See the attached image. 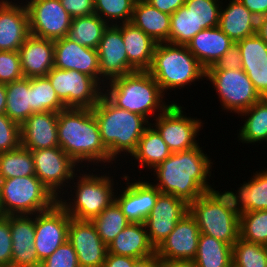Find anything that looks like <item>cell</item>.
<instances>
[{
  "label": "cell",
  "instance_id": "6da1fadb",
  "mask_svg": "<svg viewBox=\"0 0 267 267\" xmlns=\"http://www.w3.org/2000/svg\"><path fill=\"white\" fill-rule=\"evenodd\" d=\"M212 165L211 159L198 145L190 150L171 153L153 169L156 183H151L161 193L174 195L189 204L205 192L214 190L207 181L212 177Z\"/></svg>",
  "mask_w": 267,
  "mask_h": 267
},
{
  "label": "cell",
  "instance_id": "7a4b0ae2",
  "mask_svg": "<svg viewBox=\"0 0 267 267\" xmlns=\"http://www.w3.org/2000/svg\"><path fill=\"white\" fill-rule=\"evenodd\" d=\"M57 133L59 147L81 165L80 168H84L83 164L86 163L87 170L91 163L96 166L99 163L103 166H106L105 163L114 164L108 149L102 143L92 109L66 108L58 112Z\"/></svg>",
  "mask_w": 267,
  "mask_h": 267
},
{
  "label": "cell",
  "instance_id": "3957f363",
  "mask_svg": "<svg viewBox=\"0 0 267 267\" xmlns=\"http://www.w3.org/2000/svg\"><path fill=\"white\" fill-rule=\"evenodd\" d=\"M96 117L101 140L114 160L125 155L128 157L136 150L138 141L150 125L140 114L115 106L104 94L92 108ZM123 152V153H122ZM124 154V155H121Z\"/></svg>",
  "mask_w": 267,
  "mask_h": 267
},
{
  "label": "cell",
  "instance_id": "277c9868",
  "mask_svg": "<svg viewBox=\"0 0 267 267\" xmlns=\"http://www.w3.org/2000/svg\"><path fill=\"white\" fill-rule=\"evenodd\" d=\"M103 94L118 108L140 114L147 120L152 116L156 118L171 105L165 102V94L147 70H137L105 83Z\"/></svg>",
  "mask_w": 267,
  "mask_h": 267
},
{
  "label": "cell",
  "instance_id": "5b68a950",
  "mask_svg": "<svg viewBox=\"0 0 267 267\" xmlns=\"http://www.w3.org/2000/svg\"><path fill=\"white\" fill-rule=\"evenodd\" d=\"M82 169L80 170L79 168V171L74 176L77 182H70L76 189L73 188L74 191L70 190L71 194L68 192V189L65 190L58 198L57 203L71 218L91 221L114 201L117 190L114 188L115 182L113 177L109 175V172L107 173L108 175L105 173L100 176V174H93L96 172L95 170L92 173L88 170L89 172L87 173V171L84 172ZM64 194L68 196L66 200L67 196L64 197Z\"/></svg>",
  "mask_w": 267,
  "mask_h": 267
},
{
  "label": "cell",
  "instance_id": "8992f818",
  "mask_svg": "<svg viewBox=\"0 0 267 267\" xmlns=\"http://www.w3.org/2000/svg\"><path fill=\"white\" fill-rule=\"evenodd\" d=\"M165 94L168 90L190 86L204 80L206 69L186 45L157 43L150 68L147 70Z\"/></svg>",
  "mask_w": 267,
  "mask_h": 267
},
{
  "label": "cell",
  "instance_id": "52a82bcc",
  "mask_svg": "<svg viewBox=\"0 0 267 267\" xmlns=\"http://www.w3.org/2000/svg\"><path fill=\"white\" fill-rule=\"evenodd\" d=\"M189 212L195 218L201 234L231 246L240 238V214L224 191L214 189L205 192L189 203Z\"/></svg>",
  "mask_w": 267,
  "mask_h": 267
},
{
  "label": "cell",
  "instance_id": "ba28073f",
  "mask_svg": "<svg viewBox=\"0 0 267 267\" xmlns=\"http://www.w3.org/2000/svg\"><path fill=\"white\" fill-rule=\"evenodd\" d=\"M2 213L9 215H35L52 208L58 199L35 176L0 179Z\"/></svg>",
  "mask_w": 267,
  "mask_h": 267
},
{
  "label": "cell",
  "instance_id": "9c48e42d",
  "mask_svg": "<svg viewBox=\"0 0 267 267\" xmlns=\"http://www.w3.org/2000/svg\"><path fill=\"white\" fill-rule=\"evenodd\" d=\"M205 78L211 82L226 112L240 114L262 99L243 69L206 70Z\"/></svg>",
  "mask_w": 267,
  "mask_h": 267
},
{
  "label": "cell",
  "instance_id": "30bf717a",
  "mask_svg": "<svg viewBox=\"0 0 267 267\" xmlns=\"http://www.w3.org/2000/svg\"><path fill=\"white\" fill-rule=\"evenodd\" d=\"M170 103L171 105L154 119L155 122L150 124L158 131L172 153L197 147L199 142L196 139L204 123L200 118L186 115L183 110L185 107L180 104L174 101Z\"/></svg>",
  "mask_w": 267,
  "mask_h": 267
},
{
  "label": "cell",
  "instance_id": "8fae6325",
  "mask_svg": "<svg viewBox=\"0 0 267 267\" xmlns=\"http://www.w3.org/2000/svg\"><path fill=\"white\" fill-rule=\"evenodd\" d=\"M46 77L66 108L92 109L103 94V86L93 77L76 70L53 67Z\"/></svg>",
  "mask_w": 267,
  "mask_h": 267
},
{
  "label": "cell",
  "instance_id": "7c38bea8",
  "mask_svg": "<svg viewBox=\"0 0 267 267\" xmlns=\"http://www.w3.org/2000/svg\"><path fill=\"white\" fill-rule=\"evenodd\" d=\"M31 152L34 160L35 176L57 199L67 187L73 188L70 182L71 180L75 181L74 176L79 171L80 165L60 147L32 150Z\"/></svg>",
  "mask_w": 267,
  "mask_h": 267
},
{
  "label": "cell",
  "instance_id": "4fadbf2b",
  "mask_svg": "<svg viewBox=\"0 0 267 267\" xmlns=\"http://www.w3.org/2000/svg\"><path fill=\"white\" fill-rule=\"evenodd\" d=\"M30 35L57 40L67 37L72 17L60 0H25Z\"/></svg>",
  "mask_w": 267,
  "mask_h": 267
},
{
  "label": "cell",
  "instance_id": "5bb4252c",
  "mask_svg": "<svg viewBox=\"0 0 267 267\" xmlns=\"http://www.w3.org/2000/svg\"><path fill=\"white\" fill-rule=\"evenodd\" d=\"M70 219L58 203L47 211L35 214L34 245L40 263L67 241Z\"/></svg>",
  "mask_w": 267,
  "mask_h": 267
},
{
  "label": "cell",
  "instance_id": "9a60e30c",
  "mask_svg": "<svg viewBox=\"0 0 267 267\" xmlns=\"http://www.w3.org/2000/svg\"><path fill=\"white\" fill-rule=\"evenodd\" d=\"M100 69V85L134 72L128 64L122 39L121 24L108 25L97 47Z\"/></svg>",
  "mask_w": 267,
  "mask_h": 267
},
{
  "label": "cell",
  "instance_id": "2e32d148",
  "mask_svg": "<svg viewBox=\"0 0 267 267\" xmlns=\"http://www.w3.org/2000/svg\"><path fill=\"white\" fill-rule=\"evenodd\" d=\"M189 212V204L174 195L160 193L145 221L147 234L155 249L174 230L177 222Z\"/></svg>",
  "mask_w": 267,
  "mask_h": 267
},
{
  "label": "cell",
  "instance_id": "e0dca14e",
  "mask_svg": "<svg viewBox=\"0 0 267 267\" xmlns=\"http://www.w3.org/2000/svg\"><path fill=\"white\" fill-rule=\"evenodd\" d=\"M124 179L127 185L120 190L119 195L115 193L114 201L131 223L144 224L161 192L150 181L139 179L129 182L127 174L123 175Z\"/></svg>",
  "mask_w": 267,
  "mask_h": 267
},
{
  "label": "cell",
  "instance_id": "ac0fdd59",
  "mask_svg": "<svg viewBox=\"0 0 267 267\" xmlns=\"http://www.w3.org/2000/svg\"><path fill=\"white\" fill-rule=\"evenodd\" d=\"M67 240L76 251L80 267H103L108 247L91 221L71 218Z\"/></svg>",
  "mask_w": 267,
  "mask_h": 267
},
{
  "label": "cell",
  "instance_id": "d6986e66",
  "mask_svg": "<svg viewBox=\"0 0 267 267\" xmlns=\"http://www.w3.org/2000/svg\"><path fill=\"white\" fill-rule=\"evenodd\" d=\"M200 234L195 218L187 212L156 248L157 257L163 260H194Z\"/></svg>",
  "mask_w": 267,
  "mask_h": 267
},
{
  "label": "cell",
  "instance_id": "ffe728a7",
  "mask_svg": "<svg viewBox=\"0 0 267 267\" xmlns=\"http://www.w3.org/2000/svg\"><path fill=\"white\" fill-rule=\"evenodd\" d=\"M54 67L79 71L93 77L100 84L97 49L82 46L67 37L54 40Z\"/></svg>",
  "mask_w": 267,
  "mask_h": 267
},
{
  "label": "cell",
  "instance_id": "44dd1931",
  "mask_svg": "<svg viewBox=\"0 0 267 267\" xmlns=\"http://www.w3.org/2000/svg\"><path fill=\"white\" fill-rule=\"evenodd\" d=\"M12 0H0V51H18L30 36L27 8Z\"/></svg>",
  "mask_w": 267,
  "mask_h": 267
},
{
  "label": "cell",
  "instance_id": "7402d4cb",
  "mask_svg": "<svg viewBox=\"0 0 267 267\" xmlns=\"http://www.w3.org/2000/svg\"><path fill=\"white\" fill-rule=\"evenodd\" d=\"M12 238L11 267H40L34 245L35 215H9Z\"/></svg>",
  "mask_w": 267,
  "mask_h": 267
},
{
  "label": "cell",
  "instance_id": "603a6c76",
  "mask_svg": "<svg viewBox=\"0 0 267 267\" xmlns=\"http://www.w3.org/2000/svg\"><path fill=\"white\" fill-rule=\"evenodd\" d=\"M57 125L58 113H33L20 125L21 146L30 151L59 147Z\"/></svg>",
  "mask_w": 267,
  "mask_h": 267
},
{
  "label": "cell",
  "instance_id": "cb8c5ba5",
  "mask_svg": "<svg viewBox=\"0 0 267 267\" xmlns=\"http://www.w3.org/2000/svg\"><path fill=\"white\" fill-rule=\"evenodd\" d=\"M24 77L46 76L54 67V41L30 35L18 50Z\"/></svg>",
  "mask_w": 267,
  "mask_h": 267
},
{
  "label": "cell",
  "instance_id": "d4e9b609",
  "mask_svg": "<svg viewBox=\"0 0 267 267\" xmlns=\"http://www.w3.org/2000/svg\"><path fill=\"white\" fill-rule=\"evenodd\" d=\"M235 44L219 27L203 29L186 45L205 68L213 66Z\"/></svg>",
  "mask_w": 267,
  "mask_h": 267
},
{
  "label": "cell",
  "instance_id": "484cf974",
  "mask_svg": "<svg viewBox=\"0 0 267 267\" xmlns=\"http://www.w3.org/2000/svg\"><path fill=\"white\" fill-rule=\"evenodd\" d=\"M224 7L222 2L218 27L231 40L236 43L257 33L258 18L239 0H230Z\"/></svg>",
  "mask_w": 267,
  "mask_h": 267
},
{
  "label": "cell",
  "instance_id": "4316f807",
  "mask_svg": "<svg viewBox=\"0 0 267 267\" xmlns=\"http://www.w3.org/2000/svg\"><path fill=\"white\" fill-rule=\"evenodd\" d=\"M241 185L236 192H234V189L233 191H225L239 214L267 209L266 168L253 173L250 180L244 181Z\"/></svg>",
  "mask_w": 267,
  "mask_h": 267
},
{
  "label": "cell",
  "instance_id": "83f0119b",
  "mask_svg": "<svg viewBox=\"0 0 267 267\" xmlns=\"http://www.w3.org/2000/svg\"><path fill=\"white\" fill-rule=\"evenodd\" d=\"M108 253L136 259L156 254L145 224L130 223L109 243Z\"/></svg>",
  "mask_w": 267,
  "mask_h": 267
},
{
  "label": "cell",
  "instance_id": "f1b7e54d",
  "mask_svg": "<svg viewBox=\"0 0 267 267\" xmlns=\"http://www.w3.org/2000/svg\"><path fill=\"white\" fill-rule=\"evenodd\" d=\"M121 33L129 66L134 71L148 70L157 43L131 22L121 24Z\"/></svg>",
  "mask_w": 267,
  "mask_h": 267
},
{
  "label": "cell",
  "instance_id": "f546056e",
  "mask_svg": "<svg viewBox=\"0 0 267 267\" xmlns=\"http://www.w3.org/2000/svg\"><path fill=\"white\" fill-rule=\"evenodd\" d=\"M171 15L153 7L146 0H136L131 23L156 43H169Z\"/></svg>",
  "mask_w": 267,
  "mask_h": 267
},
{
  "label": "cell",
  "instance_id": "4dcf8cb0",
  "mask_svg": "<svg viewBox=\"0 0 267 267\" xmlns=\"http://www.w3.org/2000/svg\"><path fill=\"white\" fill-rule=\"evenodd\" d=\"M167 144L163 141L158 131L150 124L138 141L136 150L131 154V160H137L142 168L147 167L151 171L170 155ZM149 167V168H148Z\"/></svg>",
  "mask_w": 267,
  "mask_h": 267
},
{
  "label": "cell",
  "instance_id": "1f68e13d",
  "mask_svg": "<svg viewBox=\"0 0 267 267\" xmlns=\"http://www.w3.org/2000/svg\"><path fill=\"white\" fill-rule=\"evenodd\" d=\"M5 114L18 125H21L34 112L32 111L31 78L23 77L5 84Z\"/></svg>",
  "mask_w": 267,
  "mask_h": 267
},
{
  "label": "cell",
  "instance_id": "d6a6232c",
  "mask_svg": "<svg viewBox=\"0 0 267 267\" xmlns=\"http://www.w3.org/2000/svg\"><path fill=\"white\" fill-rule=\"evenodd\" d=\"M244 116V125L238 130V141L244 144L267 143V98H262L238 116Z\"/></svg>",
  "mask_w": 267,
  "mask_h": 267
},
{
  "label": "cell",
  "instance_id": "836d02e7",
  "mask_svg": "<svg viewBox=\"0 0 267 267\" xmlns=\"http://www.w3.org/2000/svg\"><path fill=\"white\" fill-rule=\"evenodd\" d=\"M198 267H231L232 246L206 234H200L196 257Z\"/></svg>",
  "mask_w": 267,
  "mask_h": 267
},
{
  "label": "cell",
  "instance_id": "e575fe53",
  "mask_svg": "<svg viewBox=\"0 0 267 267\" xmlns=\"http://www.w3.org/2000/svg\"><path fill=\"white\" fill-rule=\"evenodd\" d=\"M108 24L97 14L74 17L68 30L67 38L82 46L97 49Z\"/></svg>",
  "mask_w": 267,
  "mask_h": 267
},
{
  "label": "cell",
  "instance_id": "d590c367",
  "mask_svg": "<svg viewBox=\"0 0 267 267\" xmlns=\"http://www.w3.org/2000/svg\"><path fill=\"white\" fill-rule=\"evenodd\" d=\"M35 175L32 152L22 146L0 153V179Z\"/></svg>",
  "mask_w": 267,
  "mask_h": 267
},
{
  "label": "cell",
  "instance_id": "8d00e7d4",
  "mask_svg": "<svg viewBox=\"0 0 267 267\" xmlns=\"http://www.w3.org/2000/svg\"><path fill=\"white\" fill-rule=\"evenodd\" d=\"M91 222L107 246L131 223L115 201L106 207L97 217L93 218Z\"/></svg>",
  "mask_w": 267,
  "mask_h": 267
},
{
  "label": "cell",
  "instance_id": "74e56055",
  "mask_svg": "<svg viewBox=\"0 0 267 267\" xmlns=\"http://www.w3.org/2000/svg\"><path fill=\"white\" fill-rule=\"evenodd\" d=\"M32 111L60 112L66 109L46 76L31 77Z\"/></svg>",
  "mask_w": 267,
  "mask_h": 267
},
{
  "label": "cell",
  "instance_id": "f35d334b",
  "mask_svg": "<svg viewBox=\"0 0 267 267\" xmlns=\"http://www.w3.org/2000/svg\"><path fill=\"white\" fill-rule=\"evenodd\" d=\"M240 238L263 246L267 245V209L240 214Z\"/></svg>",
  "mask_w": 267,
  "mask_h": 267
},
{
  "label": "cell",
  "instance_id": "ab89813d",
  "mask_svg": "<svg viewBox=\"0 0 267 267\" xmlns=\"http://www.w3.org/2000/svg\"><path fill=\"white\" fill-rule=\"evenodd\" d=\"M136 0H94V14L108 25L131 22ZM118 23V24H117Z\"/></svg>",
  "mask_w": 267,
  "mask_h": 267
},
{
  "label": "cell",
  "instance_id": "60d3db41",
  "mask_svg": "<svg viewBox=\"0 0 267 267\" xmlns=\"http://www.w3.org/2000/svg\"><path fill=\"white\" fill-rule=\"evenodd\" d=\"M232 265L236 267H267L265 246L239 238L232 246Z\"/></svg>",
  "mask_w": 267,
  "mask_h": 267
},
{
  "label": "cell",
  "instance_id": "b9f144b4",
  "mask_svg": "<svg viewBox=\"0 0 267 267\" xmlns=\"http://www.w3.org/2000/svg\"><path fill=\"white\" fill-rule=\"evenodd\" d=\"M195 35V18L185 5L181 6L171 14L169 43L187 45Z\"/></svg>",
  "mask_w": 267,
  "mask_h": 267
},
{
  "label": "cell",
  "instance_id": "7bdbcfd3",
  "mask_svg": "<svg viewBox=\"0 0 267 267\" xmlns=\"http://www.w3.org/2000/svg\"><path fill=\"white\" fill-rule=\"evenodd\" d=\"M223 0H186L185 6L196 21V34L203 29L219 26L220 9Z\"/></svg>",
  "mask_w": 267,
  "mask_h": 267
},
{
  "label": "cell",
  "instance_id": "ee69618b",
  "mask_svg": "<svg viewBox=\"0 0 267 267\" xmlns=\"http://www.w3.org/2000/svg\"><path fill=\"white\" fill-rule=\"evenodd\" d=\"M235 44L240 50L242 65L267 64V44L257 33Z\"/></svg>",
  "mask_w": 267,
  "mask_h": 267
},
{
  "label": "cell",
  "instance_id": "f6af8a7d",
  "mask_svg": "<svg viewBox=\"0 0 267 267\" xmlns=\"http://www.w3.org/2000/svg\"><path fill=\"white\" fill-rule=\"evenodd\" d=\"M23 77L19 52L0 51V83H11Z\"/></svg>",
  "mask_w": 267,
  "mask_h": 267
},
{
  "label": "cell",
  "instance_id": "bcb514c9",
  "mask_svg": "<svg viewBox=\"0 0 267 267\" xmlns=\"http://www.w3.org/2000/svg\"><path fill=\"white\" fill-rule=\"evenodd\" d=\"M21 146L20 125L6 114L0 115V153L18 149Z\"/></svg>",
  "mask_w": 267,
  "mask_h": 267
},
{
  "label": "cell",
  "instance_id": "7dc6e473",
  "mask_svg": "<svg viewBox=\"0 0 267 267\" xmlns=\"http://www.w3.org/2000/svg\"><path fill=\"white\" fill-rule=\"evenodd\" d=\"M40 267H80L77 254L68 240L59 246Z\"/></svg>",
  "mask_w": 267,
  "mask_h": 267
},
{
  "label": "cell",
  "instance_id": "c3c4849f",
  "mask_svg": "<svg viewBox=\"0 0 267 267\" xmlns=\"http://www.w3.org/2000/svg\"><path fill=\"white\" fill-rule=\"evenodd\" d=\"M12 238L9 216L0 218V266L11 267Z\"/></svg>",
  "mask_w": 267,
  "mask_h": 267
},
{
  "label": "cell",
  "instance_id": "681fc988",
  "mask_svg": "<svg viewBox=\"0 0 267 267\" xmlns=\"http://www.w3.org/2000/svg\"><path fill=\"white\" fill-rule=\"evenodd\" d=\"M256 91L262 98H267V64L242 65Z\"/></svg>",
  "mask_w": 267,
  "mask_h": 267
},
{
  "label": "cell",
  "instance_id": "f907efd6",
  "mask_svg": "<svg viewBox=\"0 0 267 267\" xmlns=\"http://www.w3.org/2000/svg\"><path fill=\"white\" fill-rule=\"evenodd\" d=\"M242 69V58L239 48L234 44L213 66L206 70Z\"/></svg>",
  "mask_w": 267,
  "mask_h": 267
},
{
  "label": "cell",
  "instance_id": "816d5d0a",
  "mask_svg": "<svg viewBox=\"0 0 267 267\" xmlns=\"http://www.w3.org/2000/svg\"><path fill=\"white\" fill-rule=\"evenodd\" d=\"M60 2L72 18L94 14V0H60Z\"/></svg>",
  "mask_w": 267,
  "mask_h": 267
},
{
  "label": "cell",
  "instance_id": "f5cc1de1",
  "mask_svg": "<svg viewBox=\"0 0 267 267\" xmlns=\"http://www.w3.org/2000/svg\"><path fill=\"white\" fill-rule=\"evenodd\" d=\"M153 7L166 14H173L181 6H184L186 0H146Z\"/></svg>",
  "mask_w": 267,
  "mask_h": 267
},
{
  "label": "cell",
  "instance_id": "db71d44e",
  "mask_svg": "<svg viewBox=\"0 0 267 267\" xmlns=\"http://www.w3.org/2000/svg\"><path fill=\"white\" fill-rule=\"evenodd\" d=\"M136 258L107 253L103 267H133Z\"/></svg>",
  "mask_w": 267,
  "mask_h": 267
},
{
  "label": "cell",
  "instance_id": "11a10c76",
  "mask_svg": "<svg viewBox=\"0 0 267 267\" xmlns=\"http://www.w3.org/2000/svg\"><path fill=\"white\" fill-rule=\"evenodd\" d=\"M257 18L267 15V0H239Z\"/></svg>",
  "mask_w": 267,
  "mask_h": 267
},
{
  "label": "cell",
  "instance_id": "9f6ffc18",
  "mask_svg": "<svg viewBox=\"0 0 267 267\" xmlns=\"http://www.w3.org/2000/svg\"><path fill=\"white\" fill-rule=\"evenodd\" d=\"M133 267H160V259L157 254L137 259Z\"/></svg>",
  "mask_w": 267,
  "mask_h": 267
},
{
  "label": "cell",
  "instance_id": "6f0895ef",
  "mask_svg": "<svg viewBox=\"0 0 267 267\" xmlns=\"http://www.w3.org/2000/svg\"><path fill=\"white\" fill-rule=\"evenodd\" d=\"M160 267H198L193 260H163L160 259Z\"/></svg>",
  "mask_w": 267,
  "mask_h": 267
},
{
  "label": "cell",
  "instance_id": "680465c9",
  "mask_svg": "<svg viewBox=\"0 0 267 267\" xmlns=\"http://www.w3.org/2000/svg\"><path fill=\"white\" fill-rule=\"evenodd\" d=\"M257 34L267 44V15L258 18Z\"/></svg>",
  "mask_w": 267,
  "mask_h": 267
},
{
  "label": "cell",
  "instance_id": "91938a15",
  "mask_svg": "<svg viewBox=\"0 0 267 267\" xmlns=\"http://www.w3.org/2000/svg\"><path fill=\"white\" fill-rule=\"evenodd\" d=\"M6 100V86L0 83V115L5 114Z\"/></svg>",
  "mask_w": 267,
  "mask_h": 267
},
{
  "label": "cell",
  "instance_id": "94428289",
  "mask_svg": "<svg viewBox=\"0 0 267 267\" xmlns=\"http://www.w3.org/2000/svg\"><path fill=\"white\" fill-rule=\"evenodd\" d=\"M4 215L2 213V206H1V201H0V218H2Z\"/></svg>",
  "mask_w": 267,
  "mask_h": 267
}]
</instances>
